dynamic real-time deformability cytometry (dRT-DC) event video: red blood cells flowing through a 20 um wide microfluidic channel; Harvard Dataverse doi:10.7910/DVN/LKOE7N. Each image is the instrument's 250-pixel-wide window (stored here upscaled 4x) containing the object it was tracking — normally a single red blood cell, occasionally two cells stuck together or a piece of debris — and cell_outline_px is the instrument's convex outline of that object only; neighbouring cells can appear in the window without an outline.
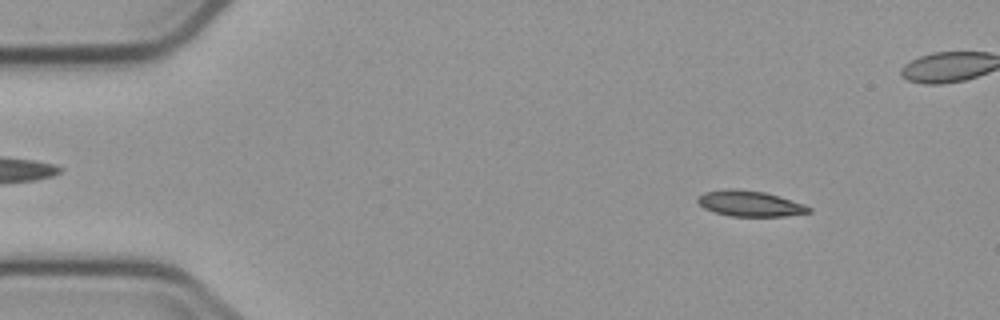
{"species": "common noctule bat (a hibernating species)", "species_latin": "Nyctalus noctula", "temperature_condition": "cold", "stored_images_in_passage": 3, "camera_frame_rate_fps": 3000, "um_per_image_px": 0.085, "animal": {"sex": "male", "body_mass_g": 23.1, "forearm_length_mm": 52.7}, "frame": {"image": 1, "passage_image": 1, "time_ms": 0.0, "image_size_px": [1000, 320], "cell_outline_px": [[812, 212], [784, 216], [728, 216], [704, 208], [696, 200], [696, 196], [704, 192], [728, 188], [732, 188], [764, 192], [780, 196], [804, 204], [812, 208]], "centroid_in_image_um": [63.73, 17.29], "position_along_channel_um": 21.3, "area_um2": 16.7}}